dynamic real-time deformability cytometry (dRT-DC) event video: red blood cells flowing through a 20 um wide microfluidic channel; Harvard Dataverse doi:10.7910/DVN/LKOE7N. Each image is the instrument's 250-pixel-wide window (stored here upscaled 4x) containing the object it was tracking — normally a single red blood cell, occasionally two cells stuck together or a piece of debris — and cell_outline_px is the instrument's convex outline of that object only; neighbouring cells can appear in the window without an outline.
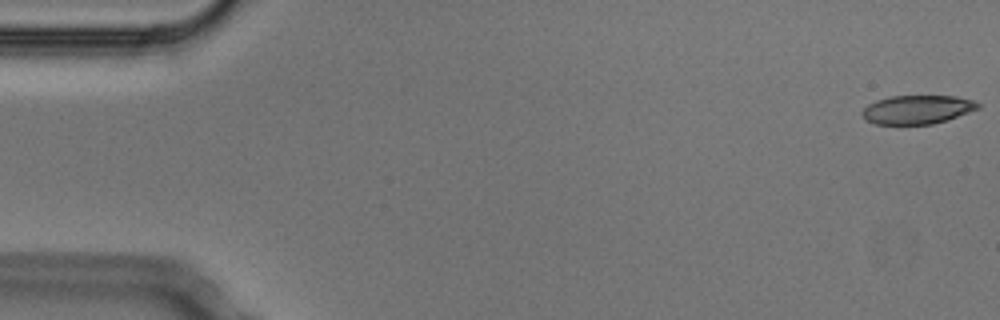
{"species": "Egyptian fruit bat (a non-hibernating species)", "species_latin": "Rousettus aegyptiacus", "temperature_condition": "cold", "stored_images_in_passage": 4, "camera_frame_rate_fps": 3000, "um_per_image_px": 0.085, "animal": {"sex": "male"}, "frame": {"image": 1, "passage_image": 1, "time_ms": 0.0, "image_size_px": [1000, 320], "cell_outline_px": [[980, 108], [932, 124], [876, 124], [864, 120], [860, 112], [868, 104], [876, 100], [892, 96], [956, 96], [976, 100], [980, 104]], "centroid_in_image_um": [77.94, 9.3], "position_along_channel_um": 7.1, "area_um2": 19.36}}
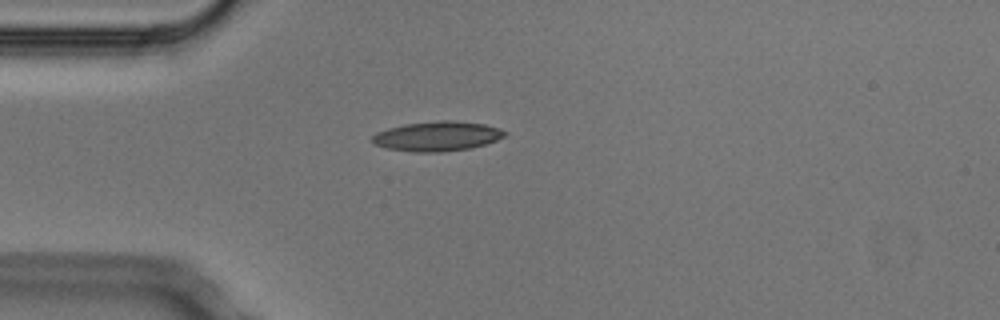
{"frame": {"image": 2, "passage_image": 4, "time_ms": 1.0, "image_size_px": [1000, 320], "cell_outline_px": [[508, 132], [504, 136], [496, 140], [472, 148], [440, 152], [416, 152], [388, 148], [376, 144], [372, 140], [372, 136], [376, 132], [388, 128], [404, 124], [440, 120], [452, 120], [484, 124]], "centroid_in_image_um": [37.16, 11.57], "position_along_channel_um": 47.8, "area_um2": 22.72}}